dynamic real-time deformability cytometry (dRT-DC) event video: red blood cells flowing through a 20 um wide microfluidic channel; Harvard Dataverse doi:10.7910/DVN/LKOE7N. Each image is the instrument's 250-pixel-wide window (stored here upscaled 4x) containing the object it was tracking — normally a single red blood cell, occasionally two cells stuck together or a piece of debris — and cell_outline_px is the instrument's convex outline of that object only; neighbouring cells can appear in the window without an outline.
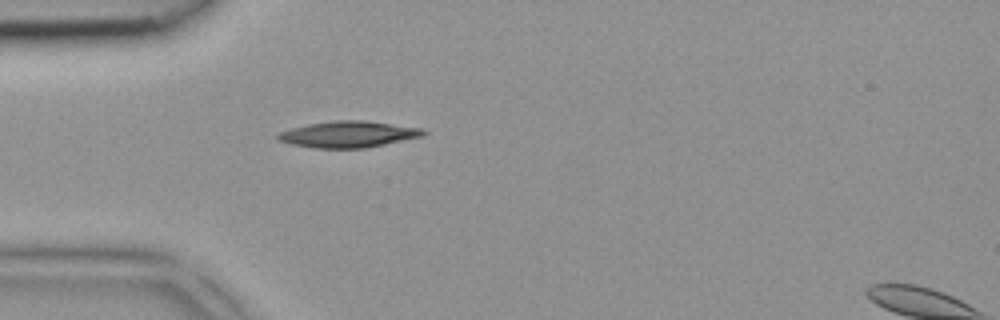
{"species": "common noctule bat (a hibernating species)", "species_latin": "Nyctalus noctula", "temperature_condition": "room temperature", "stored_images_in_passage": 2, "segment_of_instrument_passage": [1, 2], "camera_frame_rate_fps": 3000, "um_per_image_px": 0.085, "animal": {"sex": "female", "body_mass_g": 18.4}, "frame": {"image": 1, "passage_image": 1, "time_ms": 0.0, "image_size_px": [1000, 320], "cell_outline_px": [[428, 132], [424, 136], [364, 148], [316, 148], [292, 144], [280, 140], [276, 136], [280, 132], [292, 128], [308, 124], [336, 120], [364, 120], [424, 128]], "centroid_in_image_um": [29.67, 11.41], "position_along_channel_um": 55.3, "area_um2": 22.2}}